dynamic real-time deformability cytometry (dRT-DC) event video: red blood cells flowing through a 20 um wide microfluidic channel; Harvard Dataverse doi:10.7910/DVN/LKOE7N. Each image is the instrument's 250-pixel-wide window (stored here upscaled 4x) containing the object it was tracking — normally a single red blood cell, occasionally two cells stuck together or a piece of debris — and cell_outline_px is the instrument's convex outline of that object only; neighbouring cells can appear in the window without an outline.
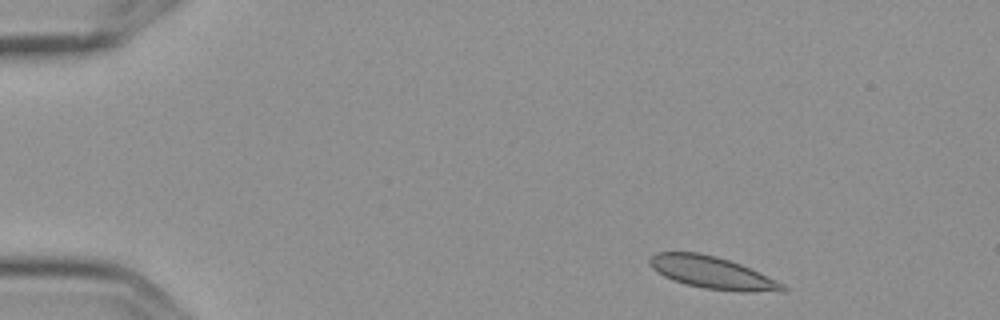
{"species": "Egyptian fruit bat (a non-hibernating species)", "species_latin": "Rousettus aegyptiacus", "temperature_condition": "cold", "stored_images_in_passage": 9, "camera_frame_rate_fps": 3000, "um_per_image_px": 0.085, "frame": {"image": 1, "passage_image": 1, "time_ms": 0.0, "image_size_px": [1000, 320], "cell_outline_px": [[788, 288], [784, 292], [740, 292], [704, 288], [684, 284], [672, 280], [664, 276], [652, 268], [648, 264], [648, 260], [656, 252], [700, 252], [716, 256], [740, 264], [784, 284]], "centroid_in_image_um": [60.53, 23.19], "position_along_channel_um": 24.5, "area_um2": 25.03}}
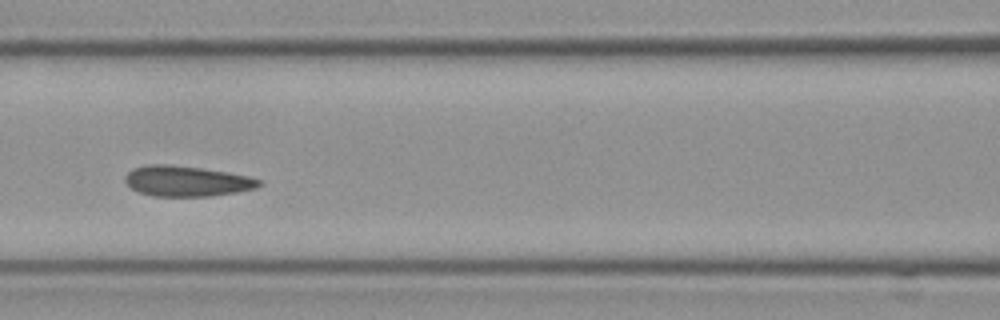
{"frame": {"image": 2, "passage_image": 6, "time_ms": 1.667, "image_size_px": [1000, 320], "cell_outline_px": [[264, 184], [256, 188], [236, 192], [208, 196], [152, 196], [140, 192], [132, 188], [124, 180], [124, 176], [132, 168], [148, 164], [168, 164], [200, 168], [228, 172], [248, 176], [264, 180]], "centroid_in_image_um": [15.89, 15.39], "position_along_channel_um": 150.7, "area_um2": 23.87}}
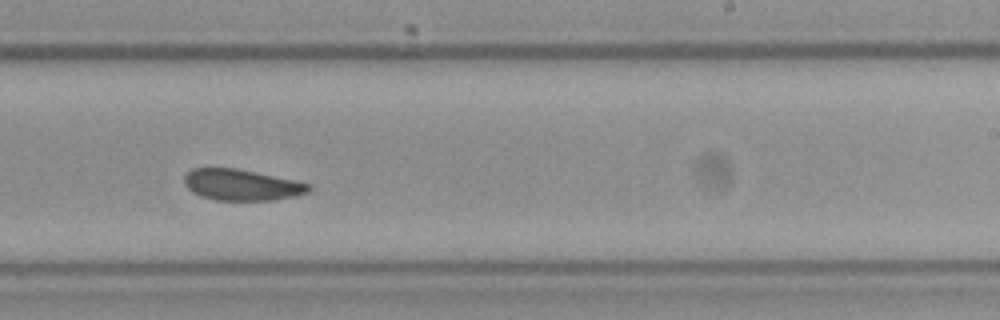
{"frame": {"image": 3, "passage_image": 9, "time_ms": 2.667, "image_size_px": [1000, 320], "cell_outline_px": [[312, 188], [308, 192], [296, 196], [272, 200], [216, 200], [200, 196], [192, 192], [184, 184], [184, 176], [192, 168], [236, 168], [296, 180], [312, 184]], "centroid_in_image_um": [20.56, 15.71], "position_along_channel_um": 268.4, "area_um2": 22.72}}